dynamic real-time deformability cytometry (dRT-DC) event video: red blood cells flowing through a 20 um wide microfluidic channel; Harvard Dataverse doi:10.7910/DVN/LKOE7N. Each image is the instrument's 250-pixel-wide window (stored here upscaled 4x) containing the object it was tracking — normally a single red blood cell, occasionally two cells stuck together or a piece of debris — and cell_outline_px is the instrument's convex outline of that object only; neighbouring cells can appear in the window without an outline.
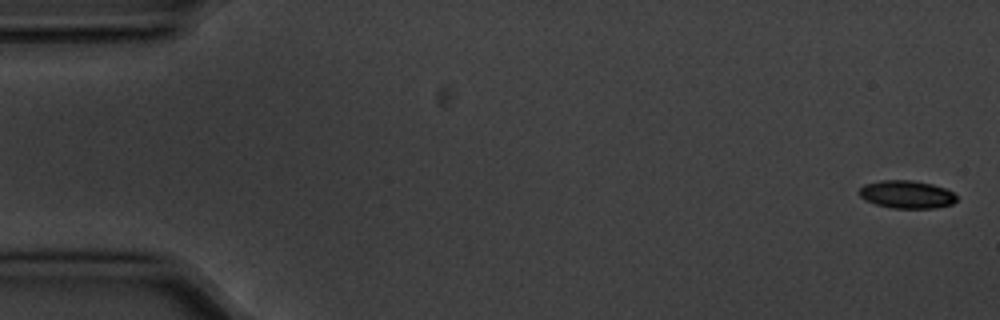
{"species": "common noctule bat (a hibernating species)", "species_latin": "Nyctalus noctula", "temperature_condition": "cold", "stored_images_in_passage": 7, "camera_frame_rate_fps": 3000, "um_per_image_px": 0.085, "animal": {"sex": "male", "body_mass_g": 20.1, "forearm_length_mm": 53.5}, "frame": {"image": 1, "passage_image": 1, "time_ms": 0.0, "image_size_px": [1000, 320], "cell_outline_px": [[956, 200], [952, 204], [936, 208], [892, 208], [876, 204], [864, 200], [860, 196], [860, 188], [864, 184], [880, 180], [912, 180], [932, 184], [944, 188], [952, 192], [956, 196]], "centroid_in_image_um": [77.05, 16.52], "position_along_channel_um": 7.9, "area_um2": 15.78}}
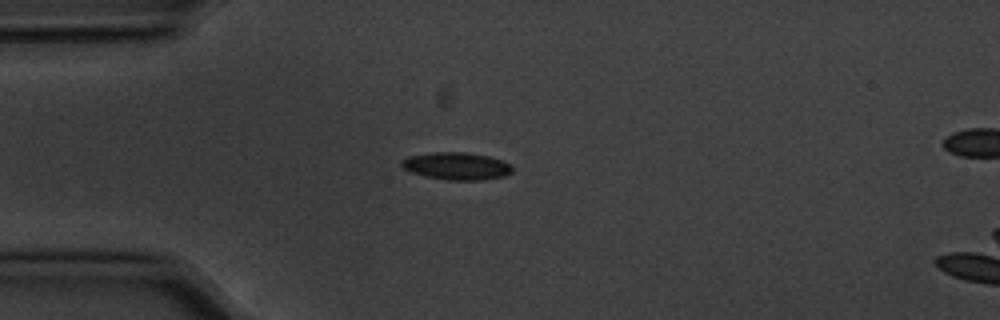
{"frame": {"image": 2, "passage_image": 5, "time_ms": 1.333, "image_size_px": [1000, 320], "cell_outline_px": [[512, 172], [504, 176], [480, 180], [448, 180], [424, 176], [412, 172], [404, 168], [400, 164], [400, 160], [408, 156], [432, 152], [464, 152], [488, 156], [512, 164]], "centroid_in_image_um": [38.79, 14.11], "position_along_channel_um": 46.2, "area_um2": 17.69}}